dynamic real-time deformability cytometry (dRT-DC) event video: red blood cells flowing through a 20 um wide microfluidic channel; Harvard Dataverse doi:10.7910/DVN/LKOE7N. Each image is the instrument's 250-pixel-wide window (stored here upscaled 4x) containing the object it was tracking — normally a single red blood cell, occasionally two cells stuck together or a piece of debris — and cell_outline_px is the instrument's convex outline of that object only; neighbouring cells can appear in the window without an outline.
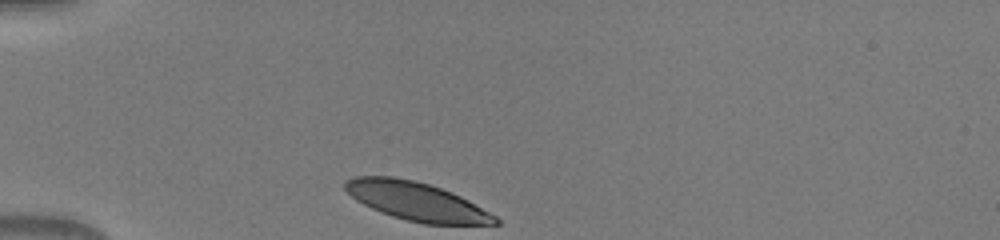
{"species": "human", "species_latin": "Homo sapiens", "temperature_condition": "warm", "stored_images_in_passage": 31, "camera_frame_rate_fps": 3000, "um_per_image_px": 0.085, "donor": {"sex": "male"}, "frame": {"image": 1, "passage_image": 1, "time_ms": 0.0, "image_size_px": [1000, 240], "cell_outline_px": [[500, 224], [424, 224], [392, 216], [380, 212], [356, 200], [344, 188], [344, 180], [356, 176], [392, 176], [412, 180], [428, 184], [452, 192], [468, 200], [496, 216], [500, 220]], "centroid_in_image_um": [35.39, 17.11], "position_along_channel_um": 49.6, "area_um2": 33.35}}
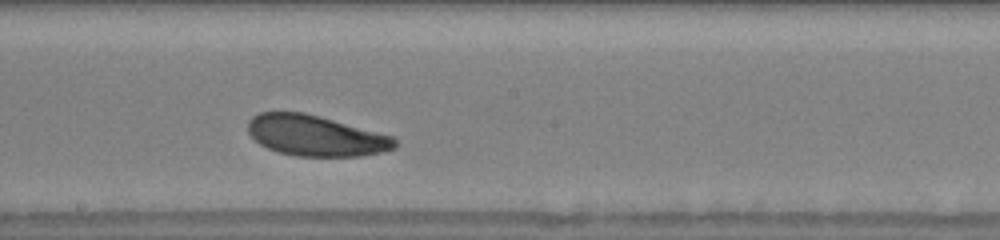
{"frame": {"image": 2, "passage_image": 16, "time_ms": 5.0, "image_size_px": [1000, 240], "cell_outline_px": [[400, 144], [396, 148], [380, 152], [360, 156], [296, 156], [280, 152], [268, 148], [260, 144], [248, 132], [248, 120], [252, 116], [260, 112], [304, 112], [392, 136]], "centroid_in_image_um": [26.82, 11.53], "position_along_channel_um": 221.4, "area_um2": 34.62}}
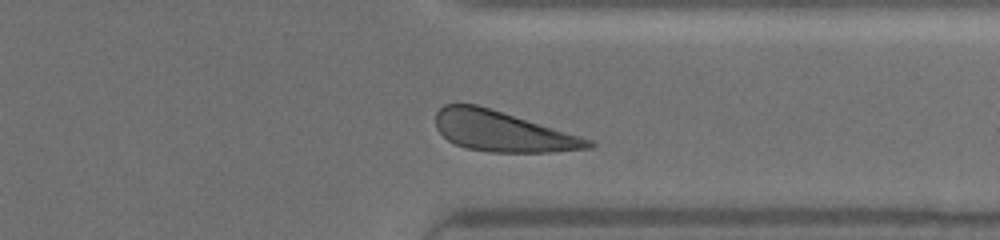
{"frame": {"image": 3, "passage_image": 27, "time_ms": 8.667, "image_size_px": [1000, 240], "cell_outline_px": [[596, 144], [592, 148], [552, 152], [488, 152], [464, 148], [448, 140], [436, 128], [436, 112], [444, 104], [476, 104], [580, 136], [592, 140]], "centroid_in_image_um": [42.69, 11.18], "position_along_channel_um": 368.7, "area_um2": 35.6}}